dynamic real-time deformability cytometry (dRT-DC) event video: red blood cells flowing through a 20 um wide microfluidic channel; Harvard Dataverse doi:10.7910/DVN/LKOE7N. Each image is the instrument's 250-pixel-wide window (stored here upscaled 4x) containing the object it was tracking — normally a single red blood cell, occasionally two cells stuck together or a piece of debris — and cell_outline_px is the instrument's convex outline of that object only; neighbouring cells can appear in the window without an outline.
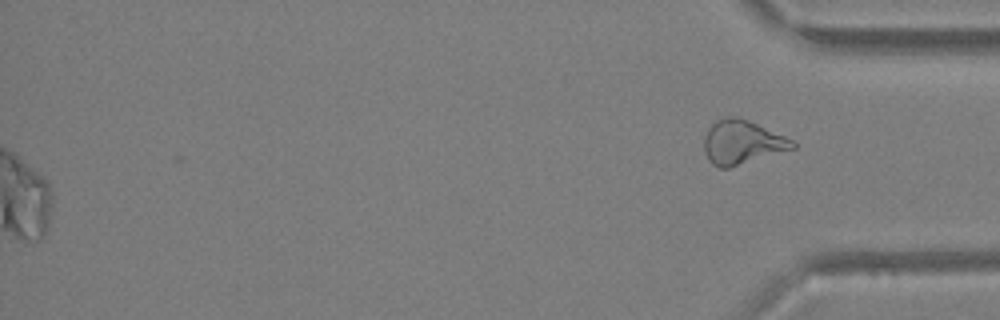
{"species": "Egyptian fruit bat (a non-hibernating species)", "species_latin": "Rousettus aegyptiacus", "temperature_condition": "warm", "stored_images_in_passage": 31, "segment_of_instrument_passage": [2, 2], "camera_frame_rate_fps": 3000, "um_per_image_px": 0.085, "animal": {"sex": "female"}, "frame": {"image": 1, "passage_image": 31, "time_ms": 10.0, "image_size_px": [1000, 320], "cell_outline_px": [[796, 148], [728, 168], [720, 168], [712, 164], [708, 160], [704, 148], [704, 136], [708, 128], [716, 120], [724, 116], [736, 116], [748, 120], [784, 136], [792, 140], [796, 144]], "centroid_in_image_um": [63.05, 12.09], "position_along_channel_um": 372.2, "area_um2": 22.6}}